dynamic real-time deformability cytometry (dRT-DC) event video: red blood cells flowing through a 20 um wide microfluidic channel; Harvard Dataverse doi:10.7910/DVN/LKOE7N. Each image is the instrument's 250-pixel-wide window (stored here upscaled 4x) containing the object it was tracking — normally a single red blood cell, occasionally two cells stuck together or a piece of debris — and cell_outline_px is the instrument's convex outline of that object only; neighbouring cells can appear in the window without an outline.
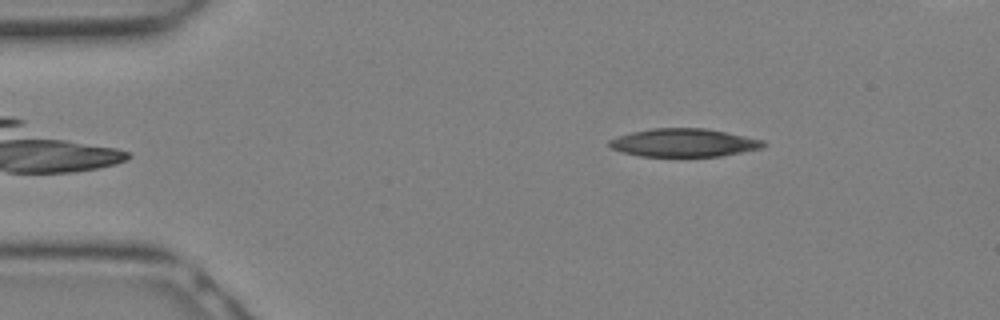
{"species": "Egyptian fruit bat (a non-hibernating species)", "species_latin": "Rousettus aegyptiacus", "temperature_condition": "warm", "stored_images_in_passage": 10, "camera_frame_rate_fps": 3000, "um_per_image_px": 0.085, "animal": {"sex": "female"}, "frame": {"image": 1, "passage_image": 1, "time_ms": 0.0, "image_size_px": [1000, 320], "cell_outline_px": [[768, 144], [764, 148], [720, 156], [640, 156], [620, 152], [612, 148], [608, 144], [608, 140], [632, 132], [652, 128], [704, 128], [764, 140]], "centroid_in_image_um": [58.14, 12.13], "position_along_channel_um": 26.9, "area_um2": 25.2}}
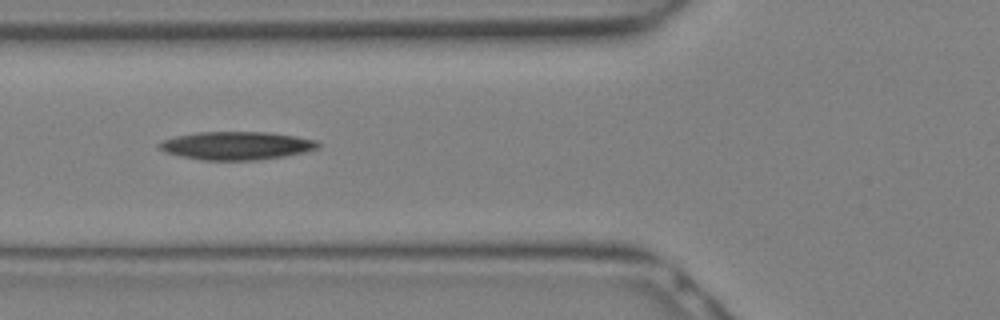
{"frame": {"image": 2, "passage_image": 7, "time_ms": 2.0, "image_size_px": [1000, 320], "cell_outline_px": [[320, 144], [316, 148], [304, 152], [284, 156], [260, 160], [204, 160], [180, 156], [168, 152], [160, 148], [156, 144], [164, 140], [176, 136], [196, 132], [268, 132], [296, 136], [316, 140]], "centroid_in_image_um": [20.11, 12.37], "position_along_channel_um": 105.7, "area_um2": 25.89}}
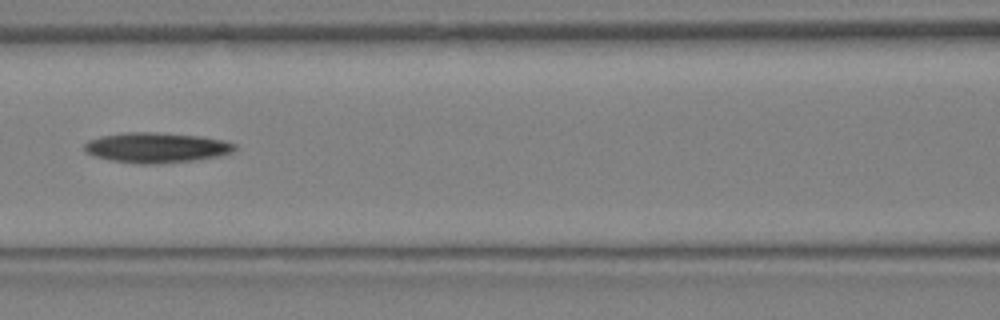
{"frame": {"image": 3, "passage_image": 9, "time_ms": 2.667, "image_size_px": [1000, 320], "cell_outline_px": [[236, 148], [232, 152], [216, 156], [192, 160], [152, 164], [140, 164], [112, 160], [96, 156], [84, 152], [84, 144], [88, 140], [100, 136], [124, 132], [156, 132], [200, 136], [224, 140], [236, 144]], "centroid_in_image_um": [13.26, 12.53], "position_along_channel_um": 153.3, "area_um2": 26.3}}